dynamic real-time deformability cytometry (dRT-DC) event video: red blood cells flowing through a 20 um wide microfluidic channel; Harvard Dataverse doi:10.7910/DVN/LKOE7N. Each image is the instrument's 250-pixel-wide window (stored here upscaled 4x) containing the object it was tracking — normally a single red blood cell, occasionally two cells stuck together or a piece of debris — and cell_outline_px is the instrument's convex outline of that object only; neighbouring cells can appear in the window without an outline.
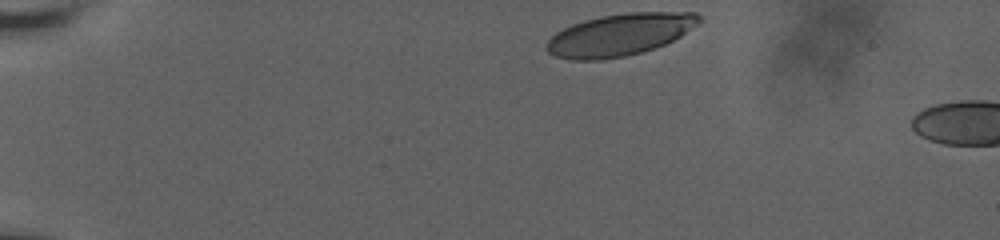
{"species": "human", "species_latin": "Homo sapiens", "temperature_condition": "room temperature", "stored_images_in_passage": 3, "camera_frame_rate_fps": 3000, "um_per_image_px": 0.085, "donor": {"sex": "male"}, "frame": {"image": 1, "passage_image": 1, "time_ms": 0.0, "image_size_px": [1000, 240], "cell_outline_px": [[700, 20], [696, 24], [680, 36], [664, 44], [640, 52], [624, 56], [600, 60], [572, 60], [556, 56], [548, 52], [544, 48], [548, 40], [556, 32], [572, 24], [584, 20], [600, 16], [628, 12], [696, 12], [700, 16]], "centroid_in_image_um": [52.63, 2.94], "position_along_channel_um": 32.4, "area_um2": 37.05}}